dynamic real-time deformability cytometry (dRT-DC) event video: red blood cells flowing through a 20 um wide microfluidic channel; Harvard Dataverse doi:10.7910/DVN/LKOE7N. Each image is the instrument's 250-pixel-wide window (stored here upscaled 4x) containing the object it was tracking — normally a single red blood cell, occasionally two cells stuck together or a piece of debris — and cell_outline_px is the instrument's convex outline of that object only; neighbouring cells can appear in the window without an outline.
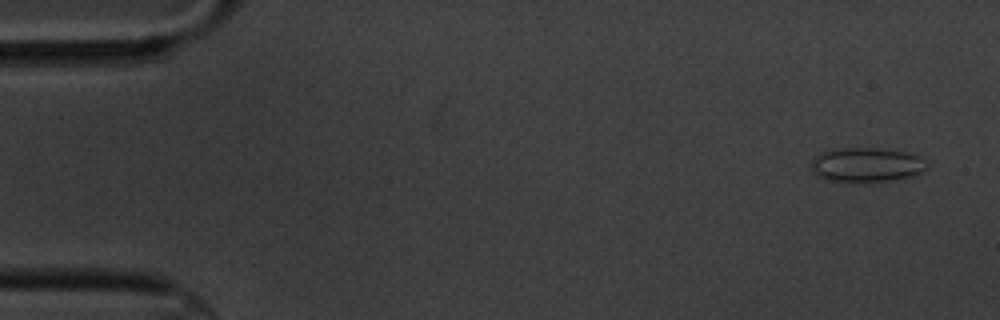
{"species": "common noctule bat (a hibernating species)", "species_latin": "Nyctalus noctula", "temperature_condition": "cold", "stored_images_in_passage": 5, "camera_frame_rate_fps": 3000, "um_per_image_px": 0.085, "animal": {"sex": "male", "body_mass_g": 20.1, "forearm_length_mm": 53.5}, "frame": {"image": 1, "passage_image": 1, "time_ms": 0.0, "image_size_px": [1000, 320], "cell_outline_px": [[928, 168], [912, 176], [892, 180], [828, 180], [816, 176], [812, 172], [812, 160], [820, 152], [828, 148], [880, 148], [908, 152], [920, 156], [924, 160]], "centroid_in_image_um": [73.64, 13.96], "position_along_channel_um": 11.4, "area_um2": 23.0}}